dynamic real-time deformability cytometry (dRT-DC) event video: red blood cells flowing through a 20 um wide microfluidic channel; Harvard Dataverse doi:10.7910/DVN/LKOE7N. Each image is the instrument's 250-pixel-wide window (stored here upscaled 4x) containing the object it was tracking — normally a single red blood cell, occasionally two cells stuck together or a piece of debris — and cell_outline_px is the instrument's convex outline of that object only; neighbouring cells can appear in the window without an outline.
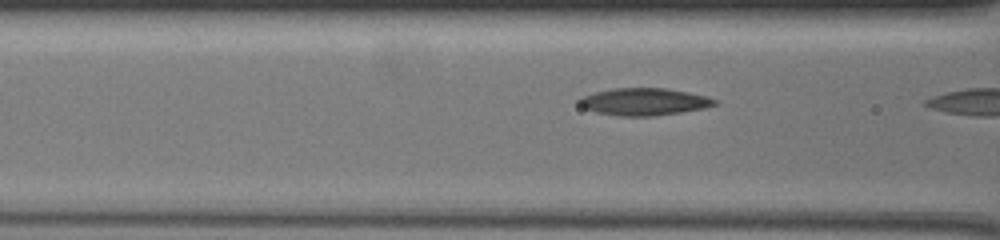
{"species": "common noctule bat (a hibernating species)", "species_latin": "Nyctalus noctula", "temperature_condition": "warm", "stored_images_in_passage": 24, "camera_frame_rate_fps": 3000, "um_per_image_px": 0.085, "animal": {"sex": "female", "body_mass_g": 19.5, "forearm_length_mm": 54.1}, "frame": {"image": 1, "passage_image": 23, "time_ms": 7.333, "image_size_px": [1000, 240], "cell_outline_px": [[720, 104], [704, 108], [680, 112], [652, 116], [620, 116], [596, 112], [584, 108], [576, 100], [580, 96], [592, 92], [612, 88], [664, 88], [688, 92], [708, 96], [720, 100]], "centroid_in_image_um": [54.75, 8.64], "position_along_channel_um": 111.8, "area_um2": 21.79}}